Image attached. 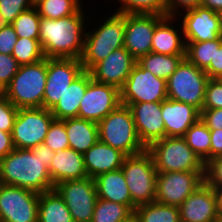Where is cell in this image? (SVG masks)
Segmentation results:
<instances>
[{
    "label": "cell",
    "mask_w": 222,
    "mask_h": 222,
    "mask_svg": "<svg viewBox=\"0 0 222 222\" xmlns=\"http://www.w3.org/2000/svg\"><path fill=\"white\" fill-rule=\"evenodd\" d=\"M84 9L82 7L77 13L59 19L41 17L39 41L45 58L80 60L84 49L86 23L89 19Z\"/></svg>",
    "instance_id": "6da1fadb"
},
{
    "label": "cell",
    "mask_w": 222,
    "mask_h": 222,
    "mask_svg": "<svg viewBox=\"0 0 222 222\" xmlns=\"http://www.w3.org/2000/svg\"><path fill=\"white\" fill-rule=\"evenodd\" d=\"M0 184L43 193L54 189L49 169L31 149L15 148L0 159Z\"/></svg>",
    "instance_id": "7a4b0ae2"
},
{
    "label": "cell",
    "mask_w": 222,
    "mask_h": 222,
    "mask_svg": "<svg viewBox=\"0 0 222 222\" xmlns=\"http://www.w3.org/2000/svg\"><path fill=\"white\" fill-rule=\"evenodd\" d=\"M110 16L93 28H87L84 37V49L80 58L83 69L90 71L98 62L103 61L115 49L124 45L125 14L111 12Z\"/></svg>",
    "instance_id": "3957f363"
},
{
    "label": "cell",
    "mask_w": 222,
    "mask_h": 222,
    "mask_svg": "<svg viewBox=\"0 0 222 222\" xmlns=\"http://www.w3.org/2000/svg\"><path fill=\"white\" fill-rule=\"evenodd\" d=\"M47 77V58L34 64L20 65L4 96L18 109L43 107Z\"/></svg>",
    "instance_id": "277c9868"
},
{
    "label": "cell",
    "mask_w": 222,
    "mask_h": 222,
    "mask_svg": "<svg viewBox=\"0 0 222 222\" xmlns=\"http://www.w3.org/2000/svg\"><path fill=\"white\" fill-rule=\"evenodd\" d=\"M98 134L99 141L120 150L126 156L146 150L138 138L131 110L123 104L98 123Z\"/></svg>",
    "instance_id": "5b68a950"
},
{
    "label": "cell",
    "mask_w": 222,
    "mask_h": 222,
    "mask_svg": "<svg viewBox=\"0 0 222 222\" xmlns=\"http://www.w3.org/2000/svg\"><path fill=\"white\" fill-rule=\"evenodd\" d=\"M146 150L152 155L157 173L205 172V163L187 145L184 137H164Z\"/></svg>",
    "instance_id": "8992f818"
},
{
    "label": "cell",
    "mask_w": 222,
    "mask_h": 222,
    "mask_svg": "<svg viewBox=\"0 0 222 222\" xmlns=\"http://www.w3.org/2000/svg\"><path fill=\"white\" fill-rule=\"evenodd\" d=\"M209 79L204 70L184 58L166 81L167 98L192 105L201 112Z\"/></svg>",
    "instance_id": "52a82bcc"
},
{
    "label": "cell",
    "mask_w": 222,
    "mask_h": 222,
    "mask_svg": "<svg viewBox=\"0 0 222 222\" xmlns=\"http://www.w3.org/2000/svg\"><path fill=\"white\" fill-rule=\"evenodd\" d=\"M132 203L137 207L155 201L157 170L152 155L142 153L126 156L121 167Z\"/></svg>",
    "instance_id": "ba28073f"
},
{
    "label": "cell",
    "mask_w": 222,
    "mask_h": 222,
    "mask_svg": "<svg viewBox=\"0 0 222 222\" xmlns=\"http://www.w3.org/2000/svg\"><path fill=\"white\" fill-rule=\"evenodd\" d=\"M54 116L46 108H20L11 136L15 148L31 149L44 143Z\"/></svg>",
    "instance_id": "9c48e42d"
},
{
    "label": "cell",
    "mask_w": 222,
    "mask_h": 222,
    "mask_svg": "<svg viewBox=\"0 0 222 222\" xmlns=\"http://www.w3.org/2000/svg\"><path fill=\"white\" fill-rule=\"evenodd\" d=\"M167 99L166 80L156 77L138 62L120 89V102L130 106L140 102H162Z\"/></svg>",
    "instance_id": "30bf717a"
},
{
    "label": "cell",
    "mask_w": 222,
    "mask_h": 222,
    "mask_svg": "<svg viewBox=\"0 0 222 222\" xmlns=\"http://www.w3.org/2000/svg\"><path fill=\"white\" fill-rule=\"evenodd\" d=\"M39 196L29 189L0 184V221L38 222Z\"/></svg>",
    "instance_id": "8fae6325"
},
{
    "label": "cell",
    "mask_w": 222,
    "mask_h": 222,
    "mask_svg": "<svg viewBox=\"0 0 222 222\" xmlns=\"http://www.w3.org/2000/svg\"><path fill=\"white\" fill-rule=\"evenodd\" d=\"M204 173L190 171L157 173L155 202L179 207L204 183Z\"/></svg>",
    "instance_id": "7c38bea8"
},
{
    "label": "cell",
    "mask_w": 222,
    "mask_h": 222,
    "mask_svg": "<svg viewBox=\"0 0 222 222\" xmlns=\"http://www.w3.org/2000/svg\"><path fill=\"white\" fill-rule=\"evenodd\" d=\"M54 189L63 198L74 222H91L98 198L93 178L60 182Z\"/></svg>",
    "instance_id": "4fadbf2b"
},
{
    "label": "cell",
    "mask_w": 222,
    "mask_h": 222,
    "mask_svg": "<svg viewBox=\"0 0 222 222\" xmlns=\"http://www.w3.org/2000/svg\"><path fill=\"white\" fill-rule=\"evenodd\" d=\"M84 71L76 58H47V77L43 108L51 110L63 96L72 81Z\"/></svg>",
    "instance_id": "5bb4252c"
},
{
    "label": "cell",
    "mask_w": 222,
    "mask_h": 222,
    "mask_svg": "<svg viewBox=\"0 0 222 222\" xmlns=\"http://www.w3.org/2000/svg\"><path fill=\"white\" fill-rule=\"evenodd\" d=\"M120 104V90L118 88L92 79L80 101L78 118L98 124Z\"/></svg>",
    "instance_id": "9a60e30c"
},
{
    "label": "cell",
    "mask_w": 222,
    "mask_h": 222,
    "mask_svg": "<svg viewBox=\"0 0 222 222\" xmlns=\"http://www.w3.org/2000/svg\"><path fill=\"white\" fill-rule=\"evenodd\" d=\"M166 15L125 14L123 47L138 61L151 52L156 24Z\"/></svg>",
    "instance_id": "2e32d148"
},
{
    "label": "cell",
    "mask_w": 222,
    "mask_h": 222,
    "mask_svg": "<svg viewBox=\"0 0 222 222\" xmlns=\"http://www.w3.org/2000/svg\"><path fill=\"white\" fill-rule=\"evenodd\" d=\"M180 15L176 18H181L178 26H182L185 42H204L222 36L215 11L199 6Z\"/></svg>",
    "instance_id": "e0dca14e"
},
{
    "label": "cell",
    "mask_w": 222,
    "mask_h": 222,
    "mask_svg": "<svg viewBox=\"0 0 222 222\" xmlns=\"http://www.w3.org/2000/svg\"><path fill=\"white\" fill-rule=\"evenodd\" d=\"M140 142L147 149L152 143L166 137L161 102H140L129 106Z\"/></svg>",
    "instance_id": "ac0fdd59"
},
{
    "label": "cell",
    "mask_w": 222,
    "mask_h": 222,
    "mask_svg": "<svg viewBox=\"0 0 222 222\" xmlns=\"http://www.w3.org/2000/svg\"><path fill=\"white\" fill-rule=\"evenodd\" d=\"M136 62L137 60L121 47L98 62L89 72L94 81L115 86L120 90Z\"/></svg>",
    "instance_id": "d6986e66"
},
{
    "label": "cell",
    "mask_w": 222,
    "mask_h": 222,
    "mask_svg": "<svg viewBox=\"0 0 222 222\" xmlns=\"http://www.w3.org/2000/svg\"><path fill=\"white\" fill-rule=\"evenodd\" d=\"M178 208L181 222H220L215 191L205 182Z\"/></svg>",
    "instance_id": "ffe728a7"
},
{
    "label": "cell",
    "mask_w": 222,
    "mask_h": 222,
    "mask_svg": "<svg viewBox=\"0 0 222 222\" xmlns=\"http://www.w3.org/2000/svg\"><path fill=\"white\" fill-rule=\"evenodd\" d=\"M166 137H184L186 131L200 118L192 105L166 99L161 102Z\"/></svg>",
    "instance_id": "44dd1931"
},
{
    "label": "cell",
    "mask_w": 222,
    "mask_h": 222,
    "mask_svg": "<svg viewBox=\"0 0 222 222\" xmlns=\"http://www.w3.org/2000/svg\"><path fill=\"white\" fill-rule=\"evenodd\" d=\"M177 20L178 18L173 16H164L156 24L151 52L165 55H185L186 43L182 27H177L178 24L174 25L178 22Z\"/></svg>",
    "instance_id": "7402d4cb"
},
{
    "label": "cell",
    "mask_w": 222,
    "mask_h": 222,
    "mask_svg": "<svg viewBox=\"0 0 222 222\" xmlns=\"http://www.w3.org/2000/svg\"><path fill=\"white\" fill-rule=\"evenodd\" d=\"M83 155L86 173L93 179L101 174L120 169L126 157L120 150L101 141H97Z\"/></svg>",
    "instance_id": "603a6c76"
},
{
    "label": "cell",
    "mask_w": 222,
    "mask_h": 222,
    "mask_svg": "<svg viewBox=\"0 0 222 222\" xmlns=\"http://www.w3.org/2000/svg\"><path fill=\"white\" fill-rule=\"evenodd\" d=\"M48 169L54 186L60 182L88 177L83 153L72 148L55 152Z\"/></svg>",
    "instance_id": "cb8c5ba5"
},
{
    "label": "cell",
    "mask_w": 222,
    "mask_h": 222,
    "mask_svg": "<svg viewBox=\"0 0 222 222\" xmlns=\"http://www.w3.org/2000/svg\"><path fill=\"white\" fill-rule=\"evenodd\" d=\"M97 197L107 201L128 205L133 211L136 206L132 203L127 182L122 169H117L94 178Z\"/></svg>",
    "instance_id": "d4e9b609"
},
{
    "label": "cell",
    "mask_w": 222,
    "mask_h": 222,
    "mask_svg": "<svg viewBox=\"0 0 222 222\" xmlns=\"http://www.w3.org/2000/svg\"><path fill=\"white\" fill-rule=\"evenodd\" d=\"M92 80L89 71H83L76 77L56 105L50 110L57 120L78 117L79 105L89 82Z\"/></svg>",
    "instance_id": "484cf974"
},
{
    "label": "cell",
    "mask_w": 222,
    "mask_h": 222,
    "mask_svg": "<svg viewBox=\"0 0 222 222\" xmlns=\"http://www.w3.org/2000/svg\"><path fill=\"white\" fill-rule=\"evenodd\" d=\"M69 140V148L85 153L99 141L98 124L74 117L62 120Z\"/></svg>",
    "instance_id": "4316f807"
},
{
    "label": "cell",
    "mask_w": 222,
    "mask_h": 222,
    "mask_svg": "<svg viewBox=\"0 0 222 222\" xmlns=\"http://www.w3.org/2000/svg\"><path fill=\"white\" fill-rule=\"evenodd\" d=\"M38 222H74L63 198L55 189L40 193Z\"/></svg>",
    "instance_id": "83f0119b"
},
{
    "label": "cell",
    "mask_w": 222,
    "mask_h": 222,
    "mask_svg": "<svg viewBox=\"0 0 222 222\" xmlns=\"http://www.w3.org/2000/svg\"><path fill=\"white\" fill-rule=\"evenodd\" d=\"M184 58L185 55H165L150 52L142 56L137 62L156 77L167 81Z\"/></svg>",
    "instance_id": "f1b7e54d"
},
{
    "label": "cell",
    "mask_w": 222,
    "mask_h": 222,
    "mask_svg": "<svg viewBox=\"0 0 222 222\" xmlns=\"http://www.w3.org/2000/svg\"><path fill=\"white\" fill-rule=\"evenodd\" d=\"M187 145L204 162L211 160L210 129L199 118L184 135Z\"/></svg>",
    "instance_id": "f546056e"
},
{
    "label": "cell",
    "mask_w": 222,
    "mask_h": 222,
    "mask_svg": "<svg viewBox=\"0 0 222 222\" xmlns=\"http://www.w3.org/2000/svg\"><path fill=\"white\" fill-rule=\"evenodd\" d=\"M134 214L140 222H181L177 206L163 205L155 201L137 206Z\"/></svg>",
    "instance_id": "4dcf8cb0"
},
{
    "label": "cell",
    "mask_w": 222,
    "mask_h": 222,
    "mask_svg": "<svg viewBox=\"0 0 222 222\" xmlns=\"http://www.w3.org/2000/svg\"><path fill=\"white\" fill-rule=\"evenodd\" d=\"M185 43V58L199 69L205 70L210 65V62L214 61L215 46L222 44V36L215 40Z\"/></svg>",
    "instance_id": "1f68e13d"
},
{
    "label": "cell",
    "mask_w": 222,
    "mask_h": 222,
    "mask_svg": "<svg viewBox=\"0 0 222 222\" xmlns=\"http://www.w3.org/2000/svg\"><path fill=\"white\" fill-rule=\"evenodd\" d=\"M83 1L84 0H38L34 6L40 17L59 19L77 13L82 8Z\"/></svg>",
    "instance_id": "d6a6232c"
},
{
    "label": "cell",
    "mask_w": 222,
    "mask_h": 222,
    "mask_svg": "<svg viewBox=\"0 0 222 222\" xmlns=\"http://www.w3.org/2000/svg\"><path fill=\"white\" fill-rule=\"evenodd\" d=\"M133 214L128 205L97 198L91 222H122Z\"/></svg>",
    "instance_id": "836d02e7"
},
{
    "label": "cell",
    "mask_w": 222,
    "mask_h": 222,
    "mask_svg": "<svg viewBox=\"0 0 222 222\" xmlns=\"http://www.w3.org/2000/svg\"><path fill=\"white\" fill-rule=\"evenodd\" d=\"M19 65L34 64L45 58L39 39L18 37L11 54Z\"/></svg>",
    "instance_id": "e575fe53"
},
{
    "label": "cell",
    "mask_w": 222,
    "mask_h": 222,
    "mask_svg": "<svg viewBox=\"0 0 222 222\" xmlns=\"http://www.w3.org/2000/svg\"><path fill=\"white\" fill-rule=\"evenodd\" d=\"M40 15L35 6L21 12L11 23L18 37L39 39Z\"/></svg>",
    "instance_id": "d590c367"
},
{
    "label": "cell",
    "mask_w": 222,
    "mask_h": 222,
    "mask_svg": "<svg viewBox=\"0 0 222 222\" xmlns=\"http://www.w3.org/2000/svg\"><path fill=\"white\" fill-rule=\"evenodd\" d=\"M117 3L119 13L166 15L165 0H117Z\"/></svg>",
    "instance_id": "8d00e7d4"
},
{
    "label": "cell",
    "mask_w": 222,
    "mask_h": 222,
    "mask_svg": "<svg viewBox=\"0 0 222 222\" xmlns=\"http://www.w3.org/2000/svg\"><path fill=\"white\" fill-rule=\"evenodd\" d=\"M44 144L52 151H62L69 148V140L65 131V124L62 120L54 119L49 126Z\"/></svg>",
    "instance_id": "74e56055"
},
{
    "label": "cell",
    "mask_w": 222,
    "mask_h": 222,
    "mask_svg": "<svg viewBox=\"0 0 222 222\" xmlns=\"http://www.w3.org/2000/svg\"><path fill=\"white\" fill-rule=\"evenodd\" d=\"M33 6V0H0V13L11 24L21 12Z\"/></svg>",
    "instance_id": "f35d334b"
},
{
    "label": "cell",
    "mask_w": 222,
    "mask_h": 222,
    "mask_svg": "<svg viewBox=\"0 0 222 222\" xmlns=\"http://www.w3.org/2000/svg\"><path fill=\"white\" fill-rule=\"evenodd\" d=\"M222 108V79L210 78L205 92L203 109Z\"/></svg>",
    "instance_id": "ab89813d"
},
{
    "label": "cell",
    "mask_w": 222,
    "mask_h": 222,
    "mask_svg": "<svg viewBox=\"0 0 222 222\" xmlns=\"http://www.w3.org/2000/svg\"><path fill=\"white\" fill-rule=\"evenodd\" d=\"M204 182L212 188L222 187V156L205 163Z\"/></svg>",
    "instance_id": "60d3db41"
},
{
    "label": "cell",
    "mask_w": 222,
    "mask_h": 222,
    "mask_svg": "<svg viewBox=\"0 0 222 222\" xmlns=\"http://www.w3.org/2000/svg\"><path fill=\"white\" fill-rule=\"evenodd\" d=\"M18 108L15 107L4 95L0 98V130L12 132Z\"/></svg>",
    "instance_id": "b9f144b4"
},
{
    "label": "cell",
    "mask_w": 222,
    "mask_h": 222,
    "mask_svg": "<svg viewBox=\"0 0 222 222\" xmlns=\"http://www.w3.org/2000/svg\"><path fill=\"white\" fill-rule=\"evenodd\" d=\"M19 64L12 55L0 53V86L5 89L19 69Z\"/></svg>",
    "instance_id": "7bdbcfd3"
},
{
    "label": "cell",
    "mask_w": 222,
    "mask_h": 222,
    "mask_svg": "<svg viewBox=\"0 0 222 222\" xmlns=\"http://www.w3.org/2000/svg\"><path fill=\"white\" fill-rule=\"evenodd\" d=\"M165 6L166 16L177 17L181 11L184 13L201 6V0H165Z\"/></svg>",
    "instance_id": "ee69618b"
},
{
    "label": "cell",
    "mask_w": 222,
    "mask_h": 222,
    "mask_svg": "<svg viewBox=\"0 0 222 222\" xmlns=\"http://www.w3.org/2000/svg\"><path fill=\"white\" fill-rule=\"evenodd\" d=\"M18 36L11 24L0 29V53L11 55Z\"/></svg>",
    "instance_id": "f6af8a7d"
},
{
    "label": "cell",
    "mask_w": 222,
    "mask_h": 222,
    "mask_svg": "<svg viewBox=\"0 0 222 222\" xmlns=\"http://www.w3.org/2000/svg\"><path fill=\"white\" fill-rule=\"evenodd\" d=\"M200 118L210 130L222 129V108L202 109Z\"/></svg>",
    "instance_id": "bcb514c9"
},
{
    "label": "cell",
    "mask_w": 222,
    "mask_h": 222,
    "mask_svg": "<svg viewBox=\"0 0 222 222\" xmlns=\"http://www.w3.org/2000/svg\"><path fill=\"white\" fill-rule=\"evenodd\" d=\"M204 71L209 78L222 79V44L215 46L214 61Z\"/></svg>",
    "instance_id": "7dc6e473"
},
{
    "label": "cell",
    "mask_w": 222,
    "mask_h": 222,
    "mask_svg": "<svg viewBox=\"0 0 222 222\" xmlns=\"http://www.w3.org/2000/svg\"><path fill=\"white\" fill-rule=\"evenodd\" d=\"M34 156L40 157L43 160L44 165L49 168L51 161L54 157L55 152L52 151L47 145L40 144L36 147L31 148Z\"/></svg>",
    "instance_id": "c3c4849f"
},
{
    "label": "cell",
    "mask_w": 222,
    "mask_h": 222,
    "mask_svg": "<svg viewBox=\"0 0 222 222\" xmlns=\"http://www.w3.org/2000/svg\"><path fill=\"white\" fill-rule=\"evenodd\" d=\"M211 159L222 156V129L210 130Z\"/></svg>",
    "instance_id": "681fc988"
},
{
    "label": "cell",
    "mask_w": 222,
    "mask_h": 222,
    "mask_svg": "<svg viewBox=\"0 0 222 222\" xmlns=\"http://www.w3.org/2000/svg\"><path fill=\"white\" fill-rule=\"evenodd\" d=\"M15 149L11 132L0 130V159L7 156Z\"/></svg>",
    "instance_id": "f907efd6"
},
{
    "label": "cell",
    "mask_w": 222,
    "mask_h": 222,
    "mask_svg": "<svg viewBox=\"0 0 222 222\" xmlns=\"http://www.w3.org/2000/svg\"><path fill=\"white\" fill-rule=\"evenodd\" d=\"M201 7L217 12L222 9V0H201Z\"/></svg>",
    "instance_id": "816d5d0a"
},
{
    "label": "cell",
    "mask_w": 222,
    "mask_h": 222,
    "mask_svg": "<svg viewBox=\"0 0 222 222\" xmlns=\"http://www.w3.org/2000/svg\"><path fill=\"white\" fill-rule=\"evenodd\" d=\"M217 199V209L220 218L222 217V187L213 188Z\"/></svg>",
    "instance_id": "f5cc1de1"
},
{
    "label": "cell",
    "mask_w": 222,
    "mask_h": 222,
    "mask_svg": "<svg viewBox=\"0 0 222 222\" xmlns=\"http://www.w3.org/2000/svg\"><path fill=\"white\" fill-rule=\"evenodd\" d=\"M216 14L218 16L219 27H220L221 34H222V9L217 11Z\"/></svg>",
    "instance_id": "db71d44e"
},
{
    "label": "cell",
    "mask_w": 222,
    "mask_h": 222,
    "mask_svg": "<svg viewBox=\"0 0 222 222\" xmlns=\"http://www.w3.org/2000/svg\"><path fill=\"white\" fill-rule=\"evenodd\" d=\"M9 25V23L6 21L5 17L0 13V29L4 26Z\"/></svg>",
    "instance_id": "11a10c76"
},
{
    "label": "cell",
    "mask_w": 222,
    "mask_h": 222,
    "mask_svg": "<svg viewBox=\"0 0 222 222\" xmlns=\"http://www.w3.org/2000/svg\"><path fill=\"white\" fill-rule=\"evenodd\" d=\"M122 222H140V221H139L138 217L135 214H133L127 220L122 221Z\"/></svg>",
    "instance_id": "9f6ffc18"
},
{
    "label": "cell",
    "mask_w": 222,
    "mask_h": 222,
    "mask_svg": "<svg viewBox=\"0 0 222 222\" xmlns=\"http://www.w3.org/2000/svg\"><path fill=\"white\" fill-rule=\"evenodd\" d=\"M4 95V89L0 86V98Z\"/></svg>",
    "instance_id": "6f0895ef"
}]
</instances>
